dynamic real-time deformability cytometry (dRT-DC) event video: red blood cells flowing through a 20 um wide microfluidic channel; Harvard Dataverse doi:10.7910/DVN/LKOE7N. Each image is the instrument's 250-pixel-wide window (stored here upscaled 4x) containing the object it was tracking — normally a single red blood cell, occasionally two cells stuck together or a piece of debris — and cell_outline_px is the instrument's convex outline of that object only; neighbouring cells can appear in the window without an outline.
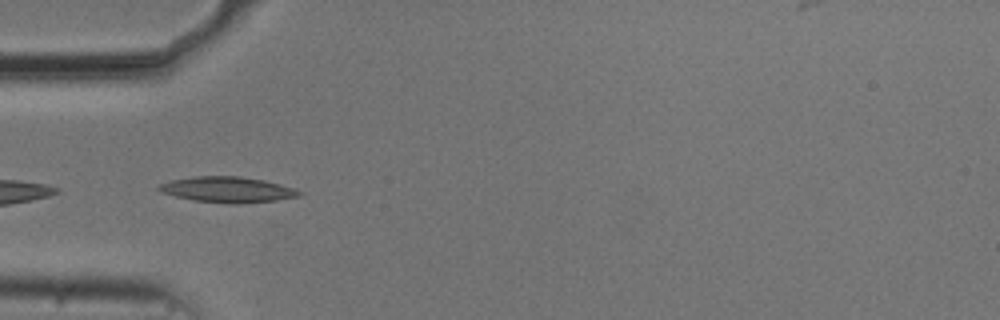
{"species": "common noctule bat (a hibernating species)", "species_latin": "Nyctalus noctula", "temperature_condition": "cold", "stored_images_in_passage": 39, "camera_frame_rate_fps": 3000, "um_per_image_px": 0.085, "animal": {"sex": "male", "body_mass_g": 20.5, "forearm_length_mm": 52.5}, "frame": {"image": 1, "passage_image": 1, "time_ms": 0.0, "image_size_px": [1000, 320], "cell_outline_px": [[304, 192], [300, 196], [276, 200], [236, 204], [228, 204], [196, 200], [176, 196], [160, 192], [156, 188], [160, 184], [172, 180], [196, 176], [240, 176], [264, 180], [296, 188]], "centroid_in_image_um": [19.38, 16.11], "position_along_channel_um": 65.6, "area_um2": 20.98}}
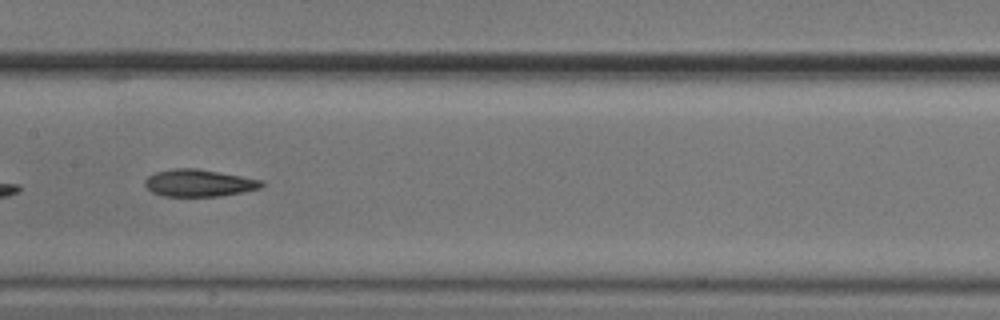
{"frame": {"image": 2, "passage_image": 11, "time_ms": 3.333, "image_size_px": [1000, 320], "cell_outline_px": [[264, 184], [260, 188], [220, 196], [164, 196], [152, 192], [144, 184], [144, 180], [148, 176], [156, 172], [176, 168], [196, 168], [240, 176], [260, 180]], "centroid_in_image_um": [16.86, 15.55], "position_along_channel_um": 190.5, "area_um2": 18.15}}
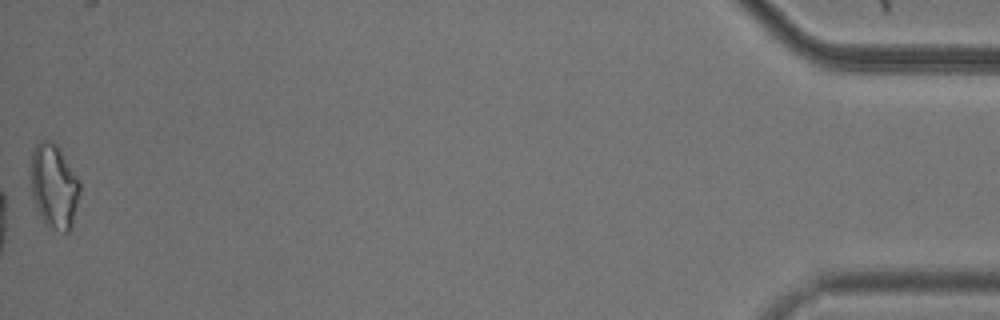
{"frame": {"image": 3, "passage_image": 38, "time_ms": 12.333, "image_size_px": [1000, 320], "cell_outline_px": [[80, 192], [72, 224], [68, 232], [64, 232], [44, 224], [36, 208], [32, 196], [28, 168], [32, 148], [40, 140], [52, 140], [60, 148], [80, 180]], "centroid_in_image_um": [4.55, 15.76], "position_along_channel_um": 430.7, "area_um2": 24.8}}